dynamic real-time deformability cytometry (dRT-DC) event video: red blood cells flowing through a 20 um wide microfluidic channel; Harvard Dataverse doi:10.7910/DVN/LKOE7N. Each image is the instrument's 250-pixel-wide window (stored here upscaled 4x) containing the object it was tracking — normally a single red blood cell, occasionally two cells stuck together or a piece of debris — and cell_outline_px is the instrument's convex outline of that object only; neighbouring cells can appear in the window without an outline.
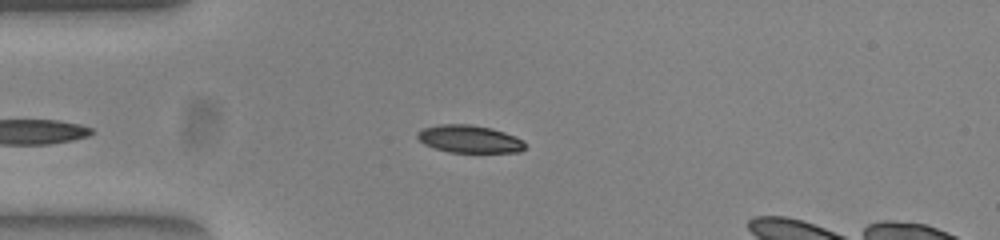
{"species": "common noctule bat (a hibernating species)", "species_latin": "Nyctalus noctula", "temperature_condition": "warm", "stored_images_in_passage": 47, "camera_frame_rate_fps": 3000, "um_per_image_px": 0.085, "animal": {"sex": "female", "body_mass_g": 23.0, "forearm_length_mm": 53.4}, "frame": {"image": 1, "passage_image": 11, "time_ms": 3.333, "image_size_px": [1000, 240], "cell_outline_px": [[524, 148], [520, 152], [448, 152], [424, 144], [416, 136], [416, 132], [424, 128], [440, 124], [472, 124], [492, 128], [516, 136], [524, 140]], "centroid_in_image_um": [39.9, 11.81], "position_along_channel_um": 45.1, "area_um2": 17.34}}
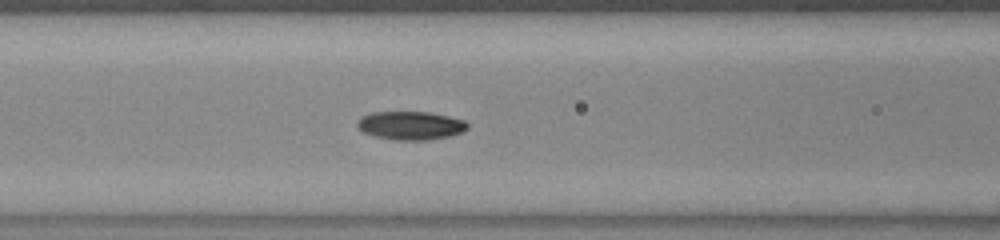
{"frame": {"image": 2, "passage_image": 19, "time_ms": 6.0, "image_size_px": [1000, 240], "cell_outline_px": [[468, 128], [464, 132], [448, 136], [428, 140], [396, 140], [376, 136], [364, 132], [356, 124], [356, 120], [360, 116], [372, 112], [428, 112], [448, 116], [464, 120], [468, 124]], "centroid_in_image_um": [34.9, 10.66], "position_along_channel_um": 131.7, "area_um2": 18.26}}
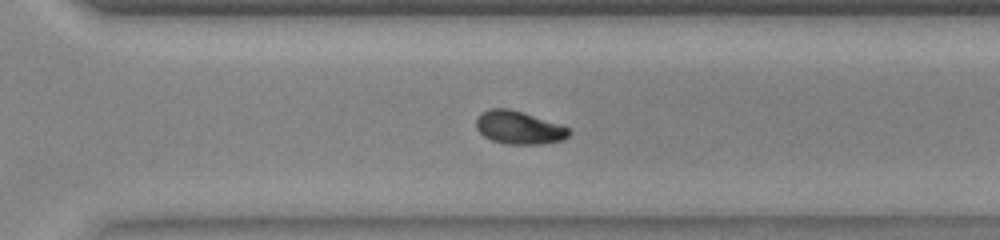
{"frame": {"image": 3, "passage_image": 34, "time_ms": 11.0, "image_size_px": [1000, 240], "cell_outline_px": [[572, 132], [568, 136], [560, 140], [540, 144], [508, 144], [492, 140], [484, 136], [476, 128], [476, 116], [480, 112], [488, 108], [508, 108], [560, 124], [568, 128]], "centroid_in_image_um": [44.06, 10.83], "position_along_channel_um": 326.5, "area_um2": 17.8}, "authors_computed_cell_mechanics": {"area_um2": 17.7446, "velocity_mm_per_s": 3.9022, "shape_relaxation_time_tau1_ms": 3.3802, "shape_relaxation_time_tau2_ms": 4.4258, "deformation_change_tau1": 0.1451, "deformation_change_tau2": 0.077}}